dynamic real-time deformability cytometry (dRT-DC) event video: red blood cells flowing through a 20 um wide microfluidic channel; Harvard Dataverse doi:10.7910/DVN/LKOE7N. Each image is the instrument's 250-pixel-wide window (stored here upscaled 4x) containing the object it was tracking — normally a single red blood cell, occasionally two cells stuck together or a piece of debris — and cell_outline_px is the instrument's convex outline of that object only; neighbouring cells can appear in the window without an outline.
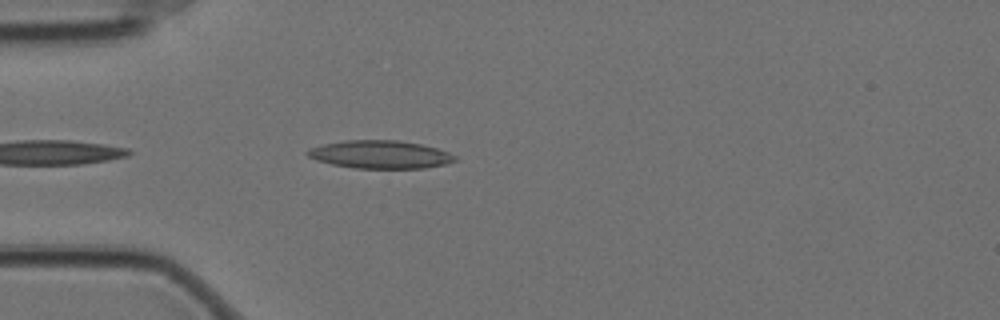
{"species": "Egyptian fruit bat (a non-hibernating species)", "species_latin": "Rousettus aegyptiacus", "temperature_condition": "cold", "stored_images_in_passage": 29, "camera_frame_rate_fps": 3000, "um_per_image_px": 0.085, "animal": {"sex": "female"}, "frame": {"image": 1, "passage_image": 3, "time_ms": 0.667, "image_size_px": [1000, 320], "cell_outline_px": [[456, 160], [444, 164], [424, 168], [352, 168], [332, 164], [316, 160], [308, 156], [304, 152], [308, 148], [324, 144], [344, 140], [396, 140], [420, 144], [436, 148], [448, 152], [456, 156]], "centroid_in_image_um": [32.27, 13.13], "position_along_channel_um": 52.7, "area_um2": 23.99}}
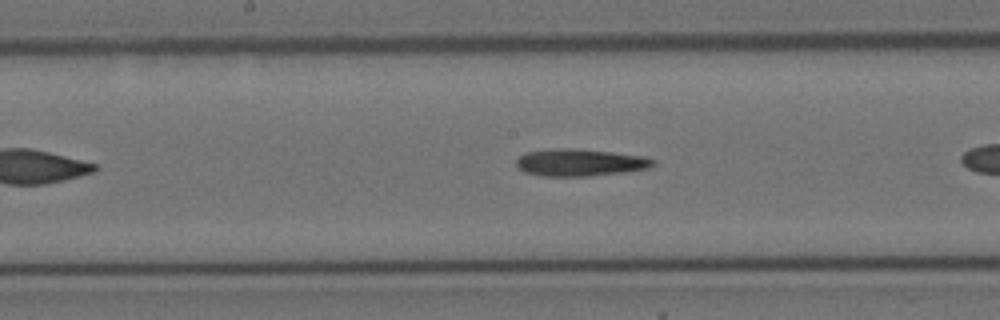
{"frame": {"image": 2, "passage_image": 13, "time_ms": 4.0, "image_size_px": [1000, 320], "cell_outline_px": [[656, 164], [648, 168], [624, 172], [588, 176], [544, 176], [524, 172], [516, 164], [516, 160], [524, 152], [556, 148], [576, 148], [612, 152], [644, 156], [656, 160]], "centroid_in_image_um": [49.31, 13.8], "position_along_channel_um": 198.9, "area_um2": 21.73}}
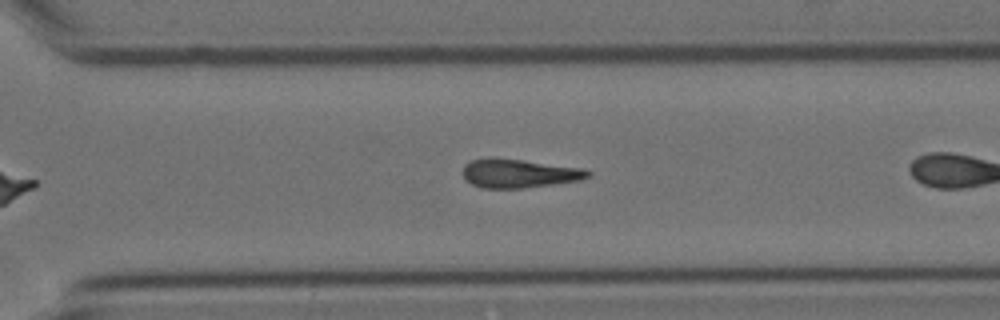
{"frame": {"image": 3, "passage_image": 24, "time_ms": 7.667, "image_size_px": [1000, 320], "cell_outline_px": [[592, 176], [580, 180], [552, 184], [520, 188], [480, 188], [464, 180], [464, 164], [468, 160], [488, 156], [492, 156], [524, 160], [584, 168], [592, 172]], "centroid_in_image_um": [44.08, 14.71], "position_along_channel_um": 326.5, "area_um2": 21.39}}